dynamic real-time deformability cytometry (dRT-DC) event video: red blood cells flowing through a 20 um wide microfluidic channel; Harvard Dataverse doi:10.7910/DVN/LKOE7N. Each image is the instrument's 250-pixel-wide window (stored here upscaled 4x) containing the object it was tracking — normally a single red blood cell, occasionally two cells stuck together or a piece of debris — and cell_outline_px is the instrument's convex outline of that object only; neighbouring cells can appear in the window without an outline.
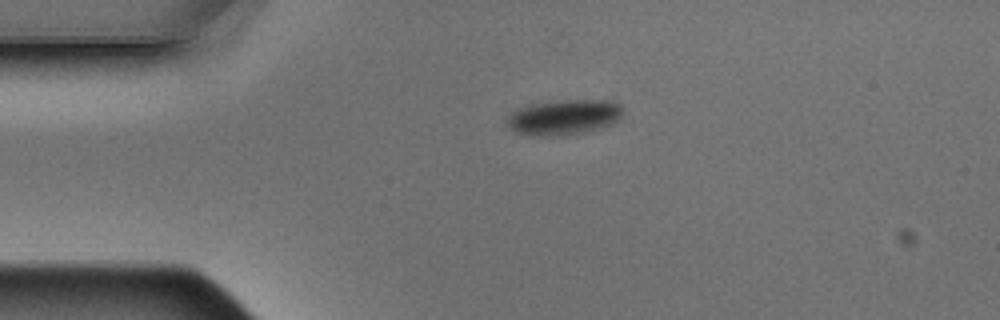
{"species": "Egyptian fruit bat (a non-hibernating species)", "species_latin": "Rousettus aegyptiacus", "temperature_condition": "warm", "stored_images_in_passage": 2, "camera_frame_rate_fps": 3000, "um_per_image_px": 0.085, "animal": {"sex": "male"}, "frame": {"image": 1, "passage_image": 1, "time_ms": 0.0, "image_size_px": [1000, 320], "cell_outline_px": [[624, 112], [620, 120], [604, 128], [584, 132], [560, 136], [532, 136], [516, 132], [508, 128], [504, 120], [516, 108], [528, 104], [568, 100], [604, 100], [620, 104]], "centroid_in_image_um": [47.91, 9.98], "position_along_channel_um": 37.1, "area_um2": 24.33}}